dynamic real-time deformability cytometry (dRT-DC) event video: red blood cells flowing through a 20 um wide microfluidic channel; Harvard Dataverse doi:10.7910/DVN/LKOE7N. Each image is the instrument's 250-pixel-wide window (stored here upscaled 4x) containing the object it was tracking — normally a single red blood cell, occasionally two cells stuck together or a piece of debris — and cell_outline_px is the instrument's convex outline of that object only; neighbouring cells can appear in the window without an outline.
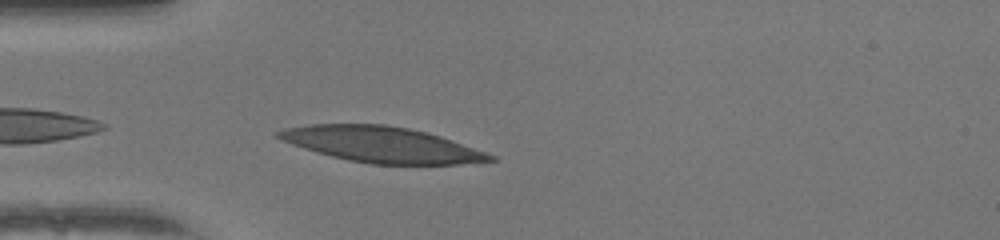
{"species": "human", "species_latin": "Homo sapiens", "temperature_condition": "warm", "stored_images_in_passage": 36, "camera_frame_rate_fps": 3000, "um_per_image_px": 0.085, "donor": {"sex": "female"}, "frame": {"image": 1, "passage_image": 2, "time_ms": 0.333, "image_size_px": [1000, 240], "cell_outline_px": [[500, 160], [460, 164], [372, 164], [348, 160], [316, 152], [280, 140], [272, 136], [276, 132], [284, 128], [312, 124], [384, 124], [408, 128], [428, 132], [452, 140], [496, 156]], "centroid_in_image_um": [32.43, 12.28], "position_along_channel_um": 52.6, "area_um2": 43.99}}
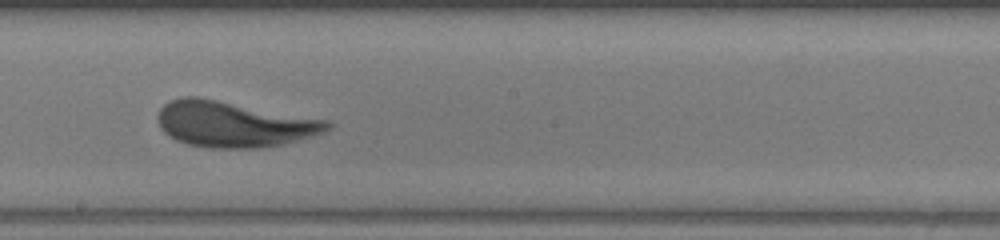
{"frame": {"image": 2, "passage_image": 16, "time_ms": 5.0, "image_size_px": [1000, 240], "cell_outline_px": [[332, 128], [312, 136], [284, 144], [260, 148], [212, 148], [188, 144], [176, 140], [168, 136], [160, 128], [156, 116], [160, 108], [168, 100], [184, 96], [196, 96], [328, 120], [332, 124]], "centroid_in_image_um": [19.83, 10.55], "position_along_channel_um": 228.4, "area_um2": 45.37}}
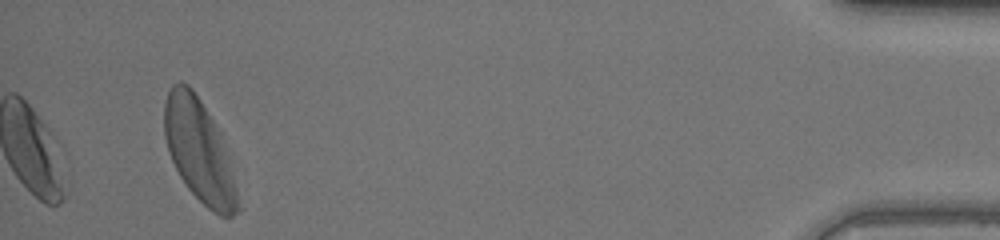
{"frame": {"image": 3, "passage_image": 36, "time_ms": 11.667, "image_size_px": [1000, 240], "cell_outline_px": [[244, 208], [232, 216], [220, 216], [208, 208], [188, 188], [180, 176], [168, 152], [164, 136], [164, 104], [168, 92], [172, 84], [180, 80], [188, 84], [192, 88], [200, 100], [212, 120], [216, 128]], "centroid_in_image_um": [16.91, 12.85], "position_along_channel_um": 418.3, "area_um2": 43.12}, "authors_computed_cell_mechanics": {"area_um2": 44.0436, "velocity_mm_per_s": 3.9837, "shape_relaxation_time_tau1_ms": 2.8446, "shape_relaxation_time_tau2_ms": 1.486, "deformation_change_tau1": 0.1602, "deformation_change_tau2": 0.0953}}